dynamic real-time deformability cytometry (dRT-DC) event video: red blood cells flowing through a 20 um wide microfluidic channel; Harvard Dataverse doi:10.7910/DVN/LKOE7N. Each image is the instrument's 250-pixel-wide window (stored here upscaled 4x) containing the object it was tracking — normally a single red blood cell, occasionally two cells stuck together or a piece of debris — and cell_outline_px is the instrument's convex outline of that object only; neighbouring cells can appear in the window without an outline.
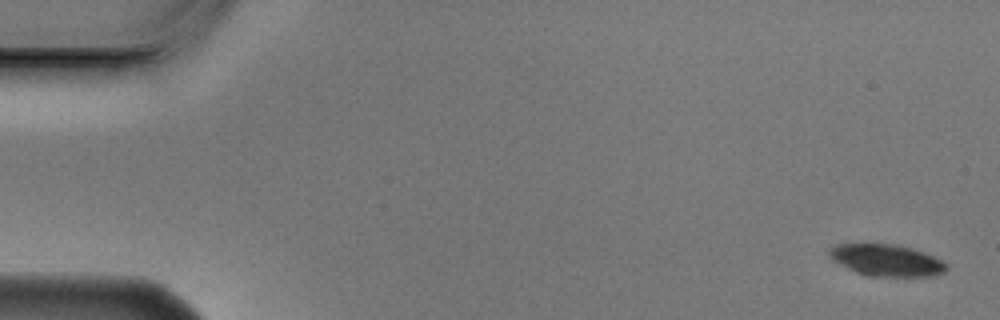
{"species": "Egyptian fruit bat (a non-hibernating species)", "species_latin": "Rousettus aegyptiacus", "temperature_condition": "cold", "stored_images_in_passage": 6, "camera_frame_rate_fps": 3000, "um_per_image_px": 0.085, "animal": {"sex": "male"}, "frame": {"image": 1, "passage_image": 1, "time_ms": 0.0, "image_size_px": [1000, 320], "cell_outline_px": [[948, 268], [944, 272], [928, 276], [868, 276], [856, 272], [832, 260], [828, 256], [828, 252], [836, 244], [860, 240], [872, 240], [896, 244], [912, 248], [924, 252], [940, 260]], "centroid_in_image_um": [75.24, 22.04], "position_along_channel_um": 9.8, "area_um2": 22.43}}
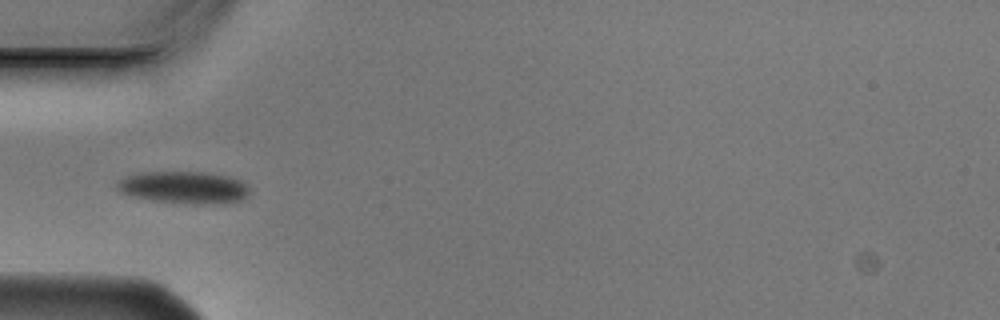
{"frame": {"image": 2, "passage_image": 5, "time_ms": 1.333, "image_size_px": [1000, 320], "cell_outline_px": [[248, 192], [240, 200], [224, 204], [196, 204], [152, 200], [132, 196], [120, 192], [116, 188], [116, 180], [124, 176], [140, 172], [208, 172], [228, 176], [240, 180], [248, 188]], "centroid_in_image_um": [15.57, 15.92], "position_along_channel_um": 69.4, "area_um2": 24.97}}
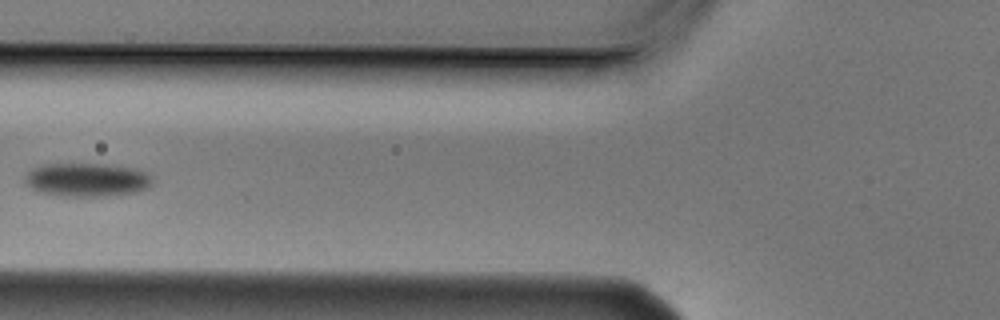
{"frame": {"image": 3, "passage_image": 6, "time_ms": 1.667, "image_size_px": [1000, 320], "cell_outline_px": [[156, 176], [152, 184], [148, 188], [136, 192], [100, 196], [68, 196], [40, 192], [24, 184], [24, 176], [32, 168], [44, 164], [104, 164], [140, 168]], "centroid_in_image_um": [7.46, 15.26], "position_along_channel_um": 118.3, "area_um2": 25.32}}